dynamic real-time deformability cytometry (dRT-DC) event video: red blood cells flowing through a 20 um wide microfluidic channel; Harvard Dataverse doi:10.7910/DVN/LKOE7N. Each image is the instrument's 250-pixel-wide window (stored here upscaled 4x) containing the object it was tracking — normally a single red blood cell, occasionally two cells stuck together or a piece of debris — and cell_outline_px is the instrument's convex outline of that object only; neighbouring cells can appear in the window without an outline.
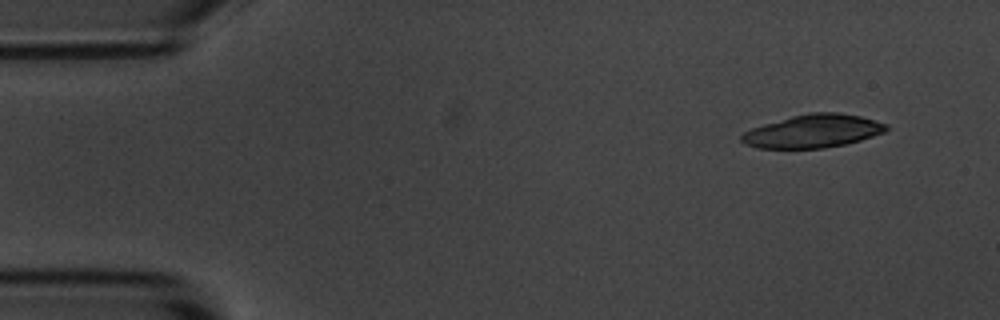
{"species": "common noctule bat (a hibernating species)", "species_latin": "Nyctalus noctula", "temperature_condition": "room temperature", "stored_images_in_passage": 4, "camera_frame_rate_fps": 3000, "um_per_image_px": 0.085, "animal": {"sex": "male", "body_mass_g": 20.1, "forearm_length_mm": 53.5}, "frame": {"image": 1, "passage_image": 1, "time_ms": 0.0, "image_size_px": [1000, 320], "cell_outline_px": [[888, 128], [884, 132], [860, 140], [844, 144], [824, 148], [760, 148], [744, 144], [740, 140], [740, 136], [744, 132], [752, 128], [764, 124], [792, 116], [808, 112], [836, 112], [860, 116], [888, 124]], "centroid_in_image_um": [69.09, 11.14], "position_along_channel_um": 15.9, "area_um2": 27.8}}